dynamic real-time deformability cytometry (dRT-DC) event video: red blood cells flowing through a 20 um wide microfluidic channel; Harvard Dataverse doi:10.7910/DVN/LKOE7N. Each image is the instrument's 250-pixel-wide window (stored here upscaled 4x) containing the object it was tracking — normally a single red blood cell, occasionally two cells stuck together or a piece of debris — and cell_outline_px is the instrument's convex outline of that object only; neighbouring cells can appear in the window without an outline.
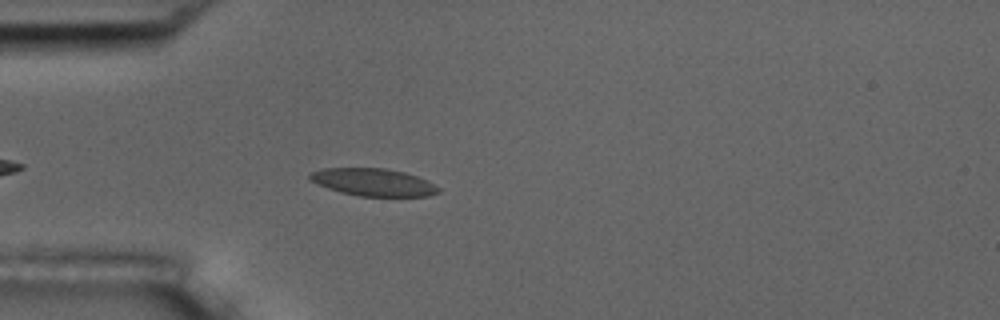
{"species": "common noctule bat (a hibernating species)", "species_latin": "Nyctalus noctula", "temperature_condition": "room temperature", "stored_images_in_passage": 3, "camera_frame_rate_fps": 3000, "um_per_image_px": 0.085, "animal": {"sex": "male", "body_mass_g": 17.5, "forearm_length_mm": 52.3}, "frame": {"image": 1, "passage_image": 3, "time_ms": 2.333, "image_size_px": [1000, 320], "cell_outline_px": [[440, 192], [428, 196], [360, 196], [340, 192], [328, 188], [312, 180], [308, 176], [312, 172], [324, 168], [384, 168], [404, 172], [416, 176], [440, 188]], "centroid_in_image_um": [31.74, 15.49], "position_along_channel_um": 53.3, "area_um2": 20.23}}